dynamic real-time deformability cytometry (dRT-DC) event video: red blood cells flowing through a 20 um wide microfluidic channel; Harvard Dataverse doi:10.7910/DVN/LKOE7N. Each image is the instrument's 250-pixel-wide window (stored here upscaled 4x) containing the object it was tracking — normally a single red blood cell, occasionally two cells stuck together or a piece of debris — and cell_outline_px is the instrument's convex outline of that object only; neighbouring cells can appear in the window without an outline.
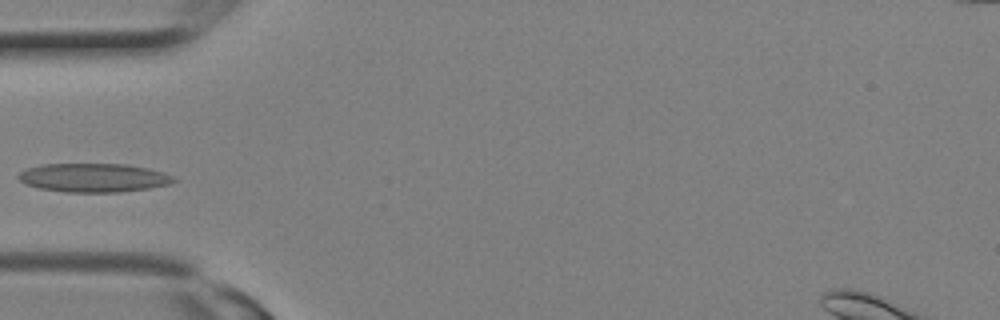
{"species": "Egyptian fruit bat (a non-hibernating species)", "species_latin": "Rousettus aegyptiacus", "temperature_condition": "room temperature", "stored_images_in_passage": 23, "camera_frame_rate_fps": 3000, "um_per_image_px": 0.085, "animal": {"sex": "female"}, "frame": {"image": 1, "passage_image": 7, "time_ms": 2.0, "image_size_px": [1000, 320], "cell_outline_px": [[176, 180], [168, 184], [148, 188], [120, 192], [64, 192], [40, 188], [24, 184], [16, 176], [20, 172], [28, 168], [40, 164], [128, 164], [148, 168], [164, 172], [176, 176]], "centroid_in_image_um": [7.96, 15.1], "position_along_channel_um": 77.0, "area_um2": 26.13}}
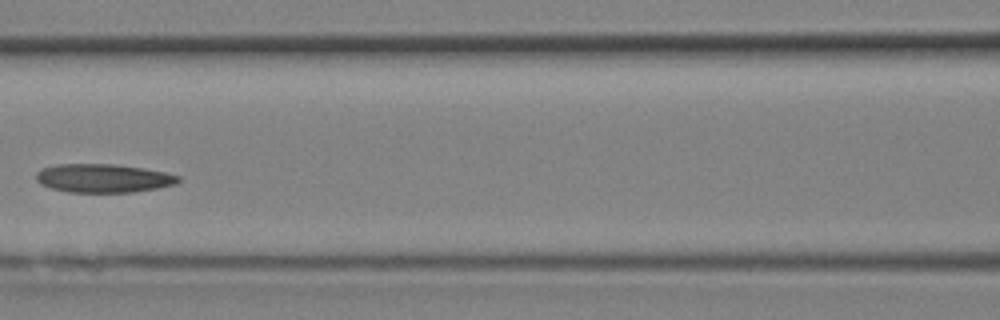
{"frame": {"image": 2, "passage_image": 10, "time_ms": 3.0, "image_size_px": [1000, 320], "cell_outline_px": [[180, 180], [176, 184], [156, 188], [132, 192], [68, 192], [52, 188], [40, 184], [36, 180], [36, 172], [44, 168], [56, 164], [112, 164], [140, 168], [164, 172], [180, 176]], "centroid_in_image_um": [8.75, 15.15], "position_along_channel_um": 157.8, "area_um2": 23.47}}